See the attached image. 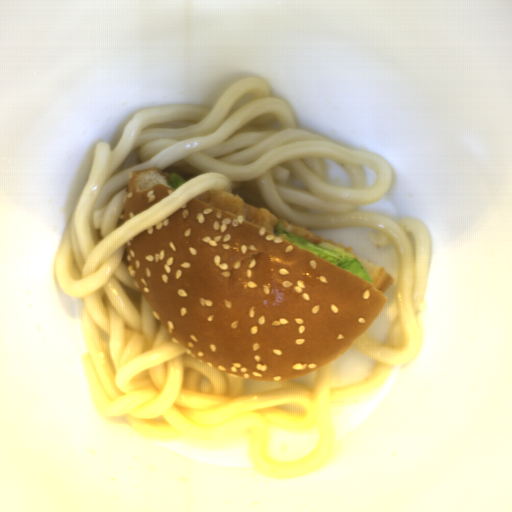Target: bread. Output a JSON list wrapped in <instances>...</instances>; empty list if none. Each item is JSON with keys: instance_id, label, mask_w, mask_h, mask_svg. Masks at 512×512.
<instances>
[{"instance_id": "bread-1", "label": "bread", "mask_w": 512, "mask_h": 512, "mask_svg": "<svg viewBox=\"0 0 512 512\" xmlns=\"http://www.w3.org/2000/svg\"><path fill=\"white\" fill-rule=\"evenodd\" d=\"M124 248L176 345L246 380L278 383L333 364L367 332L395 284L357 254L372 282L196 197Z\"/></svg>"}, {"instance_id": "bread-2", "label": "bread", "mask_w": 512, "mask_h": 512, "mask_svg": "<svg viewBox=\"0 0 512 512\" xmlns=\"http://www.w3.org/2000/svg\"><path fill=\"white\" fill-rule=\"evenodd\" d=\"M171 174L153 167L128 172L123 224L176 190L169 186Z\"/></svg>"}]
</instances>
